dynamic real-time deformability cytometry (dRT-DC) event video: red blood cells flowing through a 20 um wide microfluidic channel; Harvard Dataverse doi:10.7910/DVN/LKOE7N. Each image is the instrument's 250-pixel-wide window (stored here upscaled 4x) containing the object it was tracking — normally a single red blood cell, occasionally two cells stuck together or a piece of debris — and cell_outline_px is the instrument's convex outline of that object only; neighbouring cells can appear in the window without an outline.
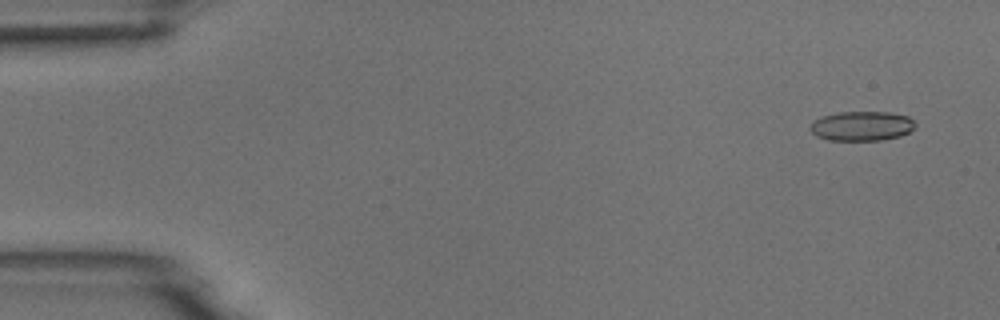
{"species": "common noctule bat (a hibernating species)", "species_latin": "Nyctalus noctula", "temperature_condition": "room temperature", "stored_images_in_passage": 7, "camera_frame_rate_fps": 3000, "um_per_image_px": 0.085, "animal": {"sex": "male", "body_mass_g": 18.8}, "frame": {"image": 1, "passage_image": 1, "time_ms": 0.0, "image_size_px": [1000, 320], "cell_outline_px": [[916, 124], [908, 132], [900, 136], [880, 140], [828, 140], [816, 136], [808, 128], [820, 116], [840, 112], [888, 112], [908, 116]], "centroid_in_image_um": [73.22, 10.71], "position_along_channel_um": 11.8, "area_um2": 17.98}}
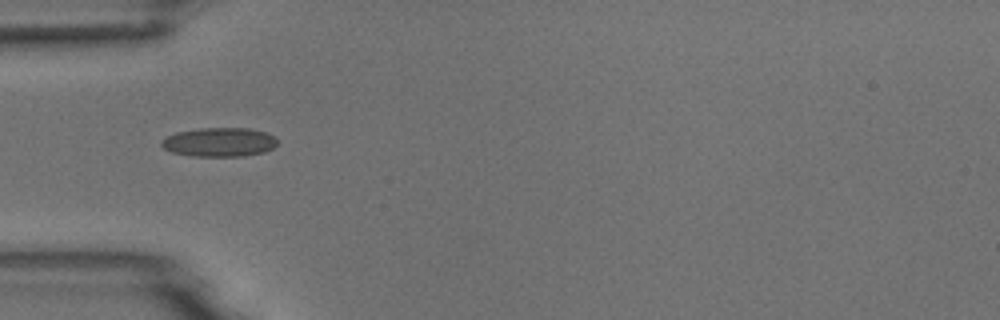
{"frame": {"image": 2, "passage_image": 5, "time_ms": 4.667, "image_size_px": [1000, 320], "cell_outline_px": [[276, 144], [272, 148], [264, 152], [244, 156], [192, 156], [172, 152], [164, 148], [160, 144], [160, 140], [176, 132], [200, 128], [248, 128], [268, 132], [276, 136]], "centroid_in_image_um": [18.65, 12.07], "position_along_channel_um": 66.3, "area_um2": 19.71}}